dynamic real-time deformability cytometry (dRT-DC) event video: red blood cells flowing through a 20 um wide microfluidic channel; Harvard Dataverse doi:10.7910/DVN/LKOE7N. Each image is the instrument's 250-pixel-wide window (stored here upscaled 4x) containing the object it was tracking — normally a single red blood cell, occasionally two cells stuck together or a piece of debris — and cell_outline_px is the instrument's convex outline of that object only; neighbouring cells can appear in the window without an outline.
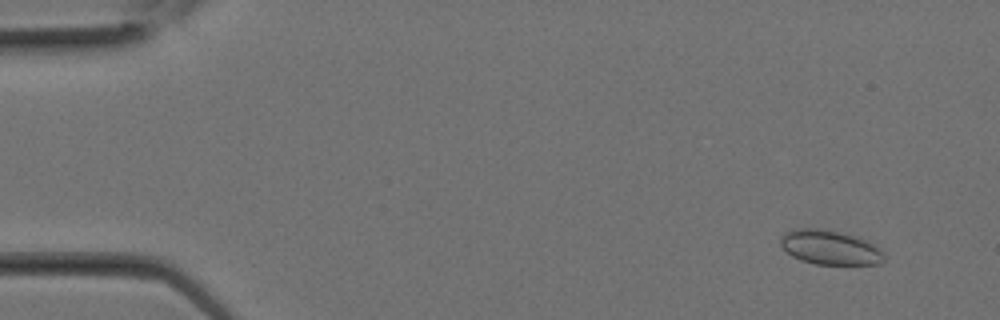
{"species": "Egyptian fruit bat (a non-hibernating species)", "species_latin": "Rousettus aegyptiacus", "temperature_condition": "room temperature", "stored_images_in_passage": 15, "camera_frame_rate_fps": 3000, "um_per_image_px": 0.085, "animal": {"sex": "female"}, "frame": {"image": 1, "passage_image": 1, "time_ms": 0.0, "image_size_px": [1000, 320], "cell_outline_px": [[884, 260], [880, 264], [816, 264], [800, 260], [792, 256], [780, 244], [780, 236], [784, 232], [800, 228], [816, 228], [836, 232], [852, 236], [864, 240], [872, 244], [884, 256]], "centroid_in_image_um": [70.48, 21.04], "position_along_channel_um": 14.5, "area_um2": 20.23}}
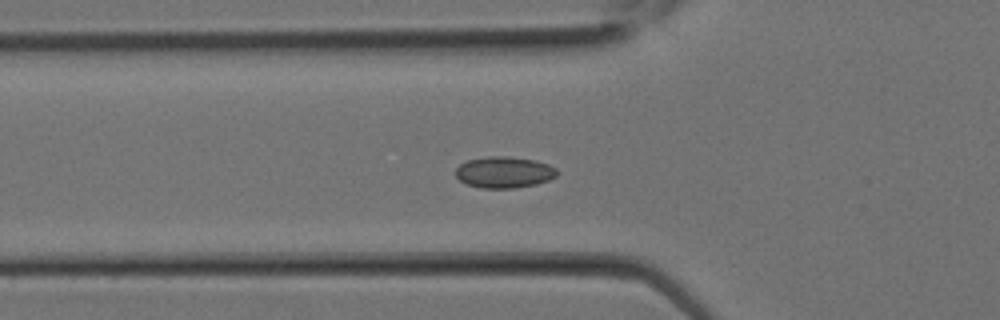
{"frame": {"image": 2, "passage_image": 8, "time_ms": 2.333, "image_size_px": [1000, 320], "cell_outline_px": [[556, 176], [548, 180], [536, 184], [512, 188], [480, 188], [468, 184], [460, 180], [456, 176], [456, 168], [460, 164], [468, 160], [488, 156], [508, 156], [536, 160], [548, 164], [556, 168]], "centroid_in_image_um": [42.85, 14.63], "position_along_channel_um": 83.0, "area_um2": 18.44}}
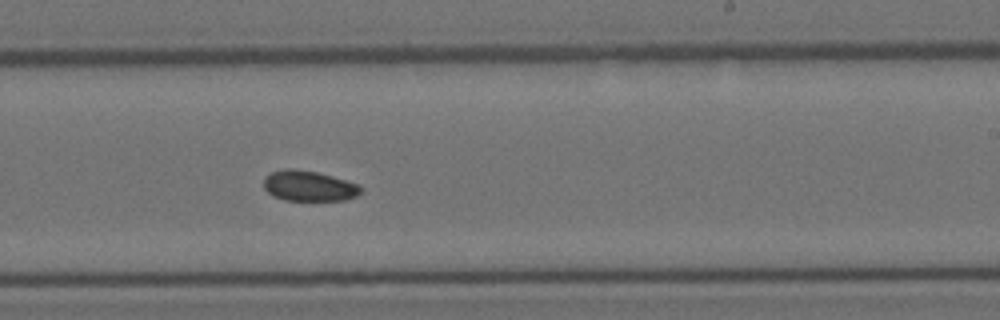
{"frame": {"image": 3, "passage_image": 15, "time_ms": 4.667, "image_size_px": [1000, 320], "cell_outline_px": [[364, 192], [356, 196], [344, 200], [284, 200], [272, 196], [264, 188], [264, 176], [272, 172], [288, 168], [292, 168], [316, 172], [332, 176], [356, 184]], "centroid_in_image_um": [26.22, 15.81], "position_along_channel_um": 262.8, "area_um2": 17.11}}